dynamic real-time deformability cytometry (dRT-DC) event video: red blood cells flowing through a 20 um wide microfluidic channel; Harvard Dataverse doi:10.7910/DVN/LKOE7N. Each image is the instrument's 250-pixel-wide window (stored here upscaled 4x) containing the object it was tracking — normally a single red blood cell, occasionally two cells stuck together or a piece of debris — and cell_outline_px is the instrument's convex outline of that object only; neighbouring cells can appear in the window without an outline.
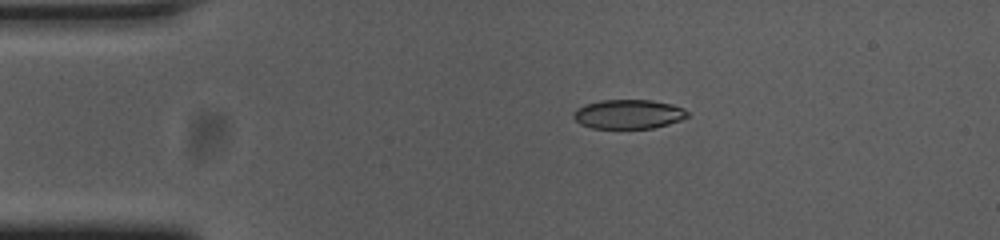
{"species": "common noctule bat (a hibernating species)", "species_latin": "Nyctalus noctula", "temperature_condition": "cold", "stored_images_in_passage": 46, "camera_frame_rate_fps": 3000, "um_per_image_px": 0.085, "animal": {"sex": "female", "body_mass_g": 23.0, "forearm_length_mm": 53.4}, "frame": {"image": 1, "passage_image": 1, "time_ms": 0.0, "image_size_px": [1000, 240], "cell_outline_px": [[688, 116], [680, 120], [668, 124], [652, 128], [592, 128], [580, 124], [572, 116], [576, 108], [584, 104], [600, 100], [652, 100], [672, 104], [684, 108], [688, 112]], "centroid_in_image_um": [53.4, 9.69], "position_along_channel_um": 31.6, "area_um2": 19.48}}
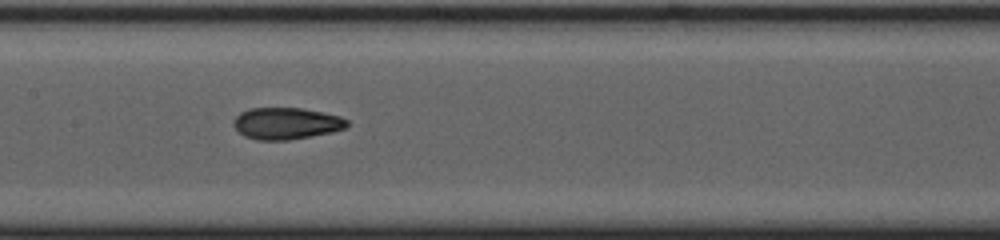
{"frame": {"image": 2, "passage_image": 17, "time_ms": 5.333, "image_size_px": [1000, 240], "cell_outline_px": [[348, 124], [344, 128], [332, 132], [288, 140], [256, 140], [244, 136], [232, 124], [232, 120], [240, 112], [248, 108], [300, 108], [340, 116], [348, 120]], "centroid_in_image_um": [24.29, 10.49], "position_along_channel_um": 183.1, "area_um2": 20.92}}
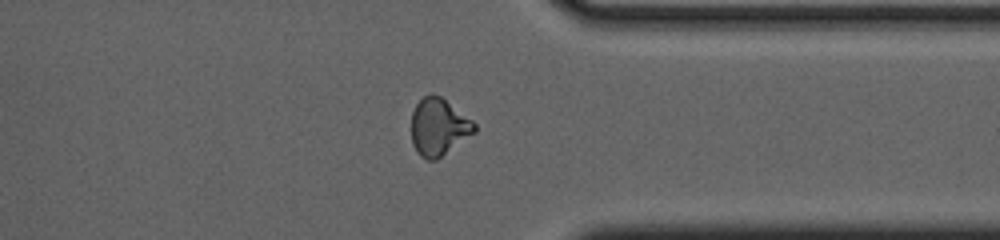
{"frame": {"image": 3, "passage_image": 33, "time_ms": 10.667, "image_size_px": [1000, 240], "cell_outline_px": [[476, 132], [436, 160], [428, 160], [420, 156], [416, 152], [412, 144], [412, 112], [416, 104], [428, 92], [432, 92], [440, 96], [472, 120], [476, 124]], "centroid_in_image_um": [37.27, 10.79], "position_along_channel_um": 374.1, "area_um2": 21.1}, "authors_computed_cell_mechanics": {"area_um2": 20.7502, "velocity_mm_per_s": 3.678, "shape_relaxation_time_tau1_ms": 10.2491, "shape_relaxation_time_tau2_ms": 2.6591, "deformation_change_tau1": 0.2351, "deformation_change_tau2": 0.0885}}